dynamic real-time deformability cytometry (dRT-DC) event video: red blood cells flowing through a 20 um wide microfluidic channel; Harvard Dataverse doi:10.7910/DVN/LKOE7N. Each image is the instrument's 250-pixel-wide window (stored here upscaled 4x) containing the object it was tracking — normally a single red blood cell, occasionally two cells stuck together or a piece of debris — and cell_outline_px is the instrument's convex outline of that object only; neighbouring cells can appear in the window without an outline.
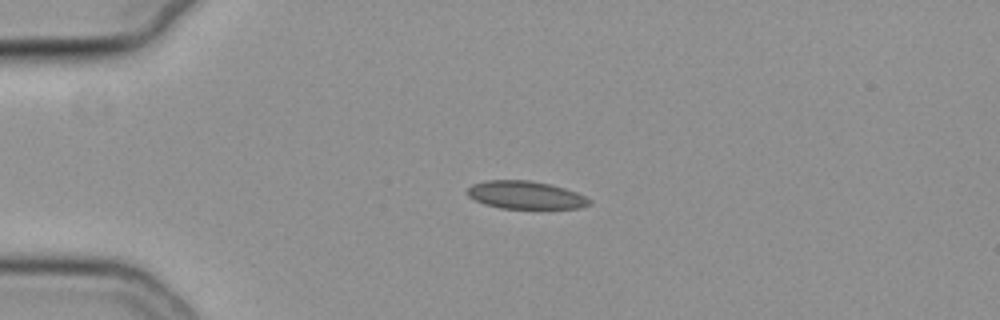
{"species": "common noctule bat (a hibernating species)", "species_latin": "Nyctalus noctula", "temperature_condition": "cold", "stored_images_in_passage": 43, "camera_frame_rate_fps": 3000, "um_per_image_px": 0.085, "animal": {"sex": "female", "body_mass_g": 19.3, "forearm_length_mm": 54.1}, "frame": {"image": 1, "passage_image": 1, "time_ms": 0.0, "image_size_px": [1000, 320], "cell_outline_px": [[592, 204], [580, 208], [500, 208], [484, 204], [468, 196], [464, 192], [472, 184], [484, 180], [532, 180], [552, 184], [576, 192], [592, 200]], "centroid_in_image_um": [44.66, 16.57], "position_along_channel_um": 40.3, "area_um2": 20.0}}
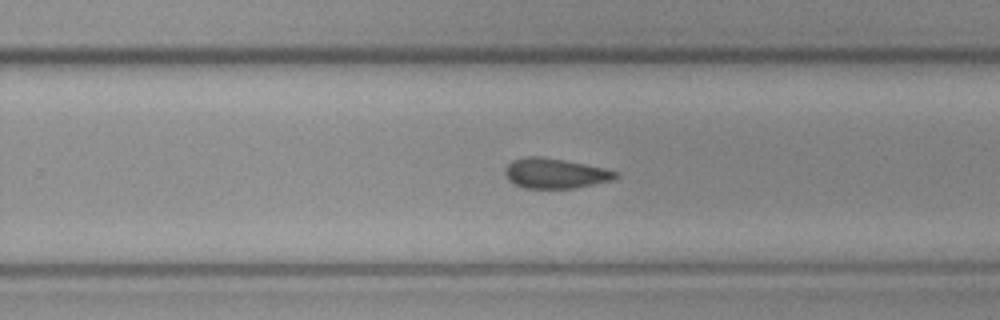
{"frame": {"image": 2, "passage_image": 23, "time_ms": 7.333, "image_size_px": [1000, 320], "cell_outline_px": [[620, 176], [612, 180], [572, 188], [524, 188], [512, 184], [508, 180], [504, 172], [504, 168], [512, 160], [524, 156], [540, 156], [564, 160], [604, 168], [620, 172]], "centroid_in_image_um": [47.15, 14.73], "position_along_channel_um": 282.6, "area_um2": 19.48}}
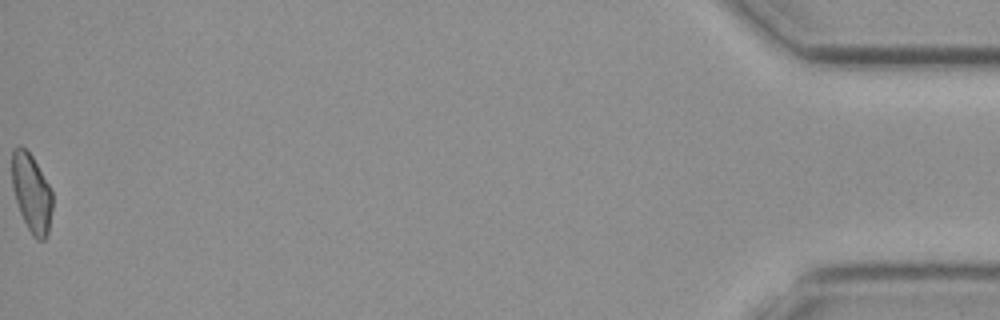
{"frame": {"image": 3, "passage_image": 43, "time_ms": 14.0, "image_size_px": [1000, 320], "cell_outline_px": [[52, 208], [48, 232], [44, 240], [36, 240], [32, 236], [20, 212], [16, 200], [12, 184], [12, 148], [20, 144], [32, 156], [48, 184], [52, 192]], "centroid_in_image_um": [2.67, 16.4], "position_along_channel_um": 432.5, "area_um2": 18.32}, "authors_computed_cell_mechanics": {"area_um2": 19.652, "velocity_mm_per_s": 3.7855, "shape_relaxation_time_tau1_ms": null, "shape_relaxation_time_tau2_ms": 4.953, "deformation_change_tau1": null, "deformation_change_tau2": 0.1201}}